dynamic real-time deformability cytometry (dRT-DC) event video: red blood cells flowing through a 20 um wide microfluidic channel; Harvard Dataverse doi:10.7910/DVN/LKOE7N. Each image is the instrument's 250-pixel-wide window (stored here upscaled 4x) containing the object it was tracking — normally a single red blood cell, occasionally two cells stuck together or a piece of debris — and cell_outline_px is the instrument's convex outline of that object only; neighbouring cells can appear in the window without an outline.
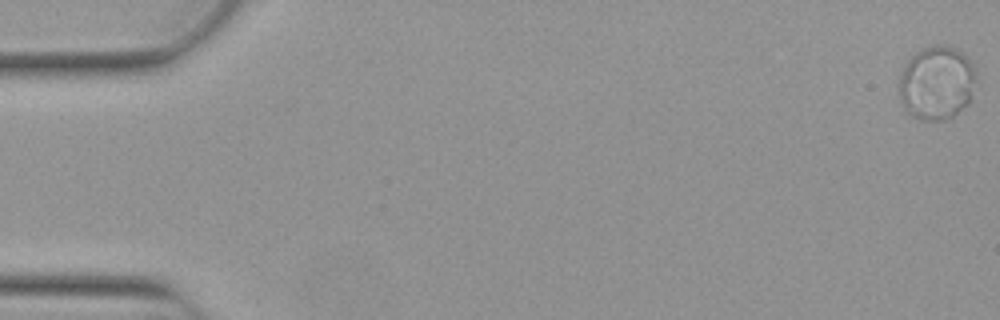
{"species": "Egyptian fruit bat (a non-hibernating species)", "species_latin": "Rousettus aegyptiacus", "temperature_condition": "warm", "stored_images_in_passage": 51, "segment_of_instrument_passage": [1, 2], "camera_frame_rate_fps": 3000, "um_per_image_px": 0.085, "animal": {"sex": "female"}, "frame": {"image": 1, "passage_image": 1, "time_ms": 0.0, "image_size_px": [1000, 320], "cell_outline_px": [[976, 80], [968, 104], [952, 116], [944, 120], [920, 120], [912, 116], [904, 108], [900, 100], [900, 76], [904, 64], [916, 52], [924, 48], [936, 44], [948, 44], [964, 52], [976, 68]], "centroid_in_image_um": [79.64, 7.02], "position_along_channel_um": 5.4, "area_um2": 33.47}}
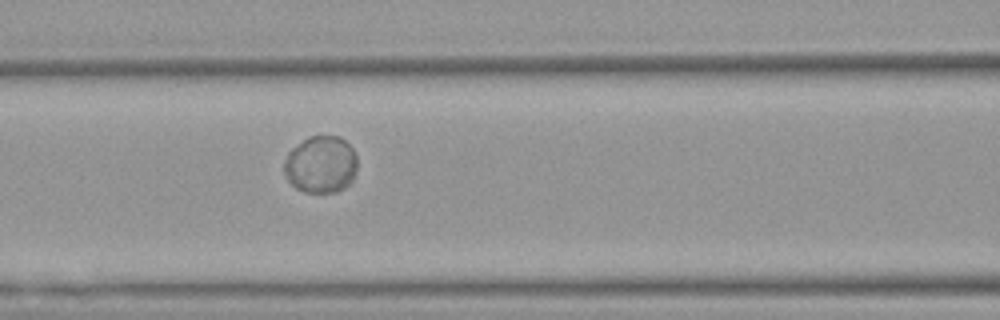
{"frame": {"image": 2, "passage_image": 24, "time_ms": 7.667, "image_size_px": [1000, 320], "cell_outline_px": [[356, 172], [352, 180], [344, 188], [336, 192], [304, 192], [296, 188], [284, 176], [284, 160], [288, 152], [292, 148], [308, 136], [340, 136], [352, 148], [356, 156]], "centroid_in_image_um": [27.25, 13.98], "position_along_channel_um": 139.3, "area_um2": 24.45}}
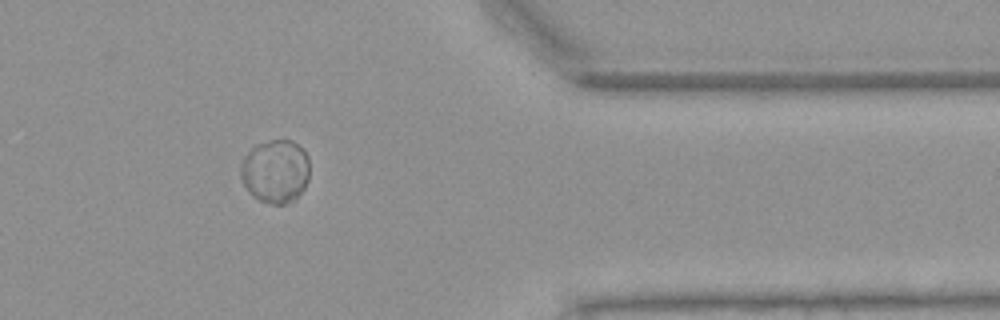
{"frame": {"image": 3, "passage_image": 45, "time_ms": 14.667, "image_size_px": [1000, 320], "cell_outline_px": [[308, 180], [304, 188], [292, 200], [284, 204], [272, 204], [260, 200], [252, 196], [248, 192], [240, 176], [240, 164], [244, 156], [256, 144], [268, 140], [292, 140], [308, 156]], "centroid_in_image_um": [23.37, 14.55], "position_along_channel_um": 388.0, "area_um2": 25.37}}